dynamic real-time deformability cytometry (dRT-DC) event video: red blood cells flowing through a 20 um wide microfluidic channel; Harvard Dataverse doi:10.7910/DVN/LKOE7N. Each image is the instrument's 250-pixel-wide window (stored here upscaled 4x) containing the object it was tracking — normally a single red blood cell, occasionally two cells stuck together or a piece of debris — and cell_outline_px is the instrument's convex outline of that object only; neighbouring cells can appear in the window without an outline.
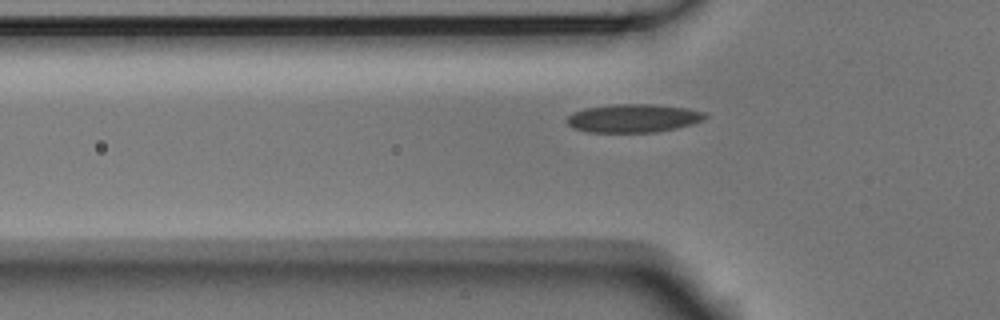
{"species": "Egyptian fruit bat (a non-hibernating species)", "species_latin": "Rousettus aegyptiacus", "temperature_condition": "room temperature", "stored_images_in_passage": 30, "camera_frame_rate_fps": 3000, "um_per_image_px": 0.085, "animal": {"sex": "male"}, "frame": {"image": 1, "passage_image": 3, "time_ms": 0.667, "image_size_px": [1000, 320], "cell_outline_px": [[708, 116], [692, 124], [676, 128], [656, 132], [588, 132], [572, 128], [564, 120], [572, 112], [584, 108], [612, 104], [652, 104], [688, 108], [704, 112]], "centroid_in_image_um": [53.78, 10.04], "position_along_channel_um": 72.0, "area_um2": 22.95}}
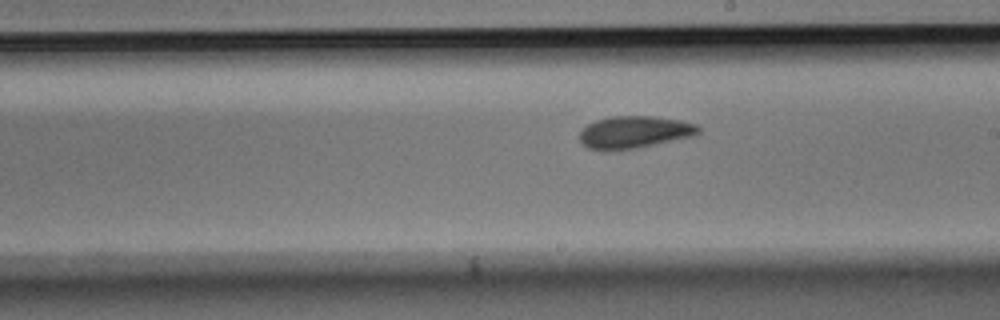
{"frame": {"image": 2, "passage_image": 16, "time_ms": 5.0, "image_size_px": [1000, 320], "cell_outline_px": [[700, 132], [692, 136], [636, 148], [600, 152], [588, 148], [580, 140], [580, 132], [588, 124], [596, 120], [608, 116], [656, 116], [680, 120], [696, 124], [700, 128]], "centroid_in_image_um": [53.89, 11.23], "position_along_channel_um": 235.1, "area_um2": 22.43}}
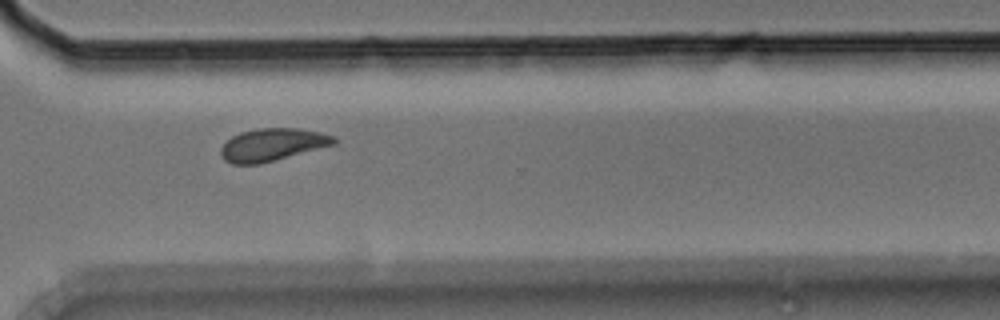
{"frame": {"image": 3, "passage_image": 25, "time_ms": 8.0, "image_size_px": [1000, 320], "cell_outline_px": [[336, 144], [260, 164], [232, 164], [224, 160], [220, 152], [220, 148], [232, 136], [240, 132], [256, 128], [296, 128], [320, 132], [336, 136]], "centroid_in_image_um": [23.15, 12.29], "position_along_channel_um": 347.4, "area_um2": 21.5}}